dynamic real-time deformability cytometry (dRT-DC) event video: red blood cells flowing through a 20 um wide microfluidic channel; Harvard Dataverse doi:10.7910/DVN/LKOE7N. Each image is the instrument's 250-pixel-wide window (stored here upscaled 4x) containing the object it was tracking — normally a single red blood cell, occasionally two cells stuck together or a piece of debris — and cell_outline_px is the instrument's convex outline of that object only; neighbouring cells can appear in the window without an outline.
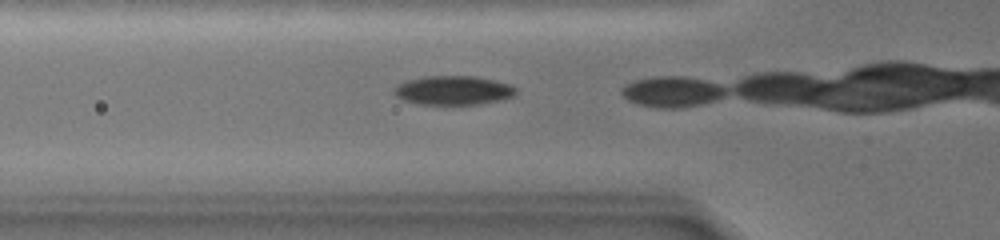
{"species": "common noctule bat (a hibernating species)", "species_latin": "Nyctalus noctula", "temperature_condition": "warm", "stored_images_in_passage": 3, "camera_frame_rate_fps": 3000, "um_per_image_px": 0.085, "animal": {"sex": "female", "body_mass_g": 19.0, "forearm_length_mm": 51.5}, "frame": {"image": 1, "passage_image": 2, "time_ms": 0.333, "image_size_px": [1000, 240], "cell_outline_px": [[516, 96], [504, 100], [480, 104], [420, 104], [404, 100], [396, 96], [392, 92], [392, 88], [396, 84], [404, 80], [424, 76], [472, 76], [496, 80], [512, 84], [516, 88]], "centroid_in_image_um": [38.54, 7.67], "position_along_channel_um": 87.3, "area_um2": 21.1}}